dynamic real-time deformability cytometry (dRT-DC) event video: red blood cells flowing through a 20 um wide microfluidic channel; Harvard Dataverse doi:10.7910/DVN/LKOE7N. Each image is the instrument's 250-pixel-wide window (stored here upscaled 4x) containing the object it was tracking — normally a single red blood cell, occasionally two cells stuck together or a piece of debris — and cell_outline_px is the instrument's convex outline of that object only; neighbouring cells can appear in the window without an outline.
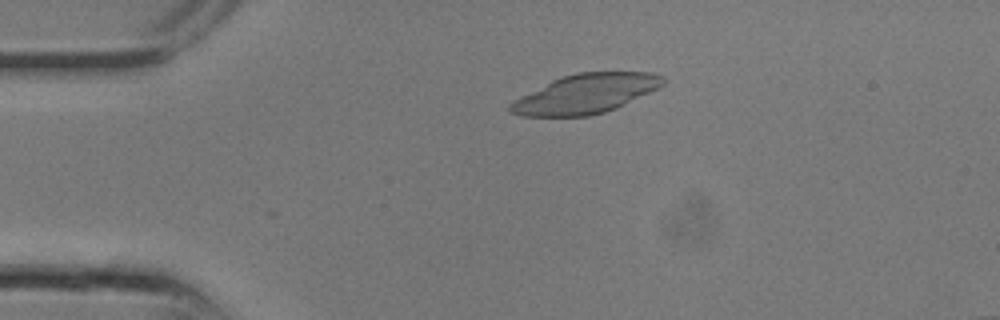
{"species": "common noctule bat (a hibernating species)", "species_latin": "Nyctalus noctula", "temperature_condition": "room temperature", "stored_images_in_passage": 8, "camera_frame_rate_fps": 3000, "um_per_image_px": 0.085, "animal": {"sex": "male", "body_mass_g": 13.3}, "frame": {"image": 1, "passage_image": 6, "time_ms": 1.667, "image_size_px": [1000, 320], "cell_outline_px": [[664, 84], [616, 108], [604, 112], [588, 116], [524, 116], [512, 112], [508, 108], [508, 104], [512, 100], [552, 80], [576, 72], [652, 72], [664, 76]], "centroid_in_image_um": [49.74, 7.96], "position_along_channel_um": 35.3, "area_um2": 34.62}}